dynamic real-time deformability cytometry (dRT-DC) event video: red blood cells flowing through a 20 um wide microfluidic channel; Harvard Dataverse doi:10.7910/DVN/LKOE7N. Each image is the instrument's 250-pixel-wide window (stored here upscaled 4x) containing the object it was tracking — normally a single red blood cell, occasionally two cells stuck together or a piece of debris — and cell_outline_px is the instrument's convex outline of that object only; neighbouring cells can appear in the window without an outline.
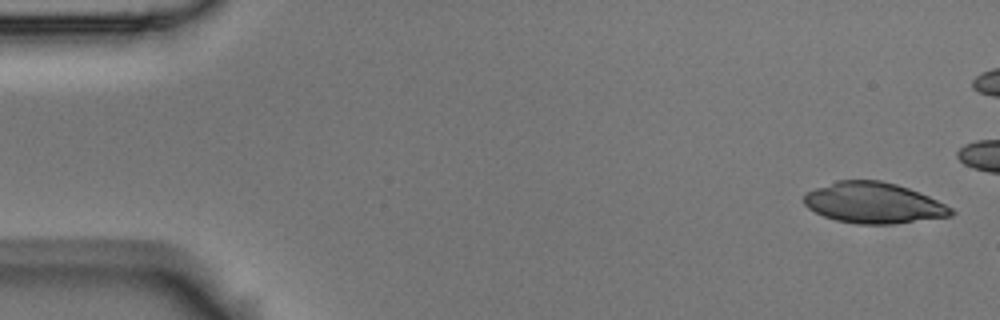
{"species": "Egyptian fruit bat (a non-hibernating species)", "species_latin": "Rousettus aegyptiacus", "temperature_condition": "room temperature", "stored_images_in_passage": 3, "camera_frame_rate_fps": 3000, "um_per_image_px": 0.085, "animal": {"sex": "male"}, "frame": {"image": 1, "passage_image": 1, "time_ms": 0.0, "image_size_px": [1000, 320], "cell_outline_px": [[956, 212], [952, 216], [892, 224], [856, 224], [836, 220], [824, 216], [808, 208], [804, 204], [804, 196], [808, 192], [816, 188], [836, 180], [880, 180], [896, 184], [920, 192], [952, 208]], "centroid_in_image_um": [74.26, 17.25], "position_along_channel_um": 10.7, "area_um2": 34.91}}